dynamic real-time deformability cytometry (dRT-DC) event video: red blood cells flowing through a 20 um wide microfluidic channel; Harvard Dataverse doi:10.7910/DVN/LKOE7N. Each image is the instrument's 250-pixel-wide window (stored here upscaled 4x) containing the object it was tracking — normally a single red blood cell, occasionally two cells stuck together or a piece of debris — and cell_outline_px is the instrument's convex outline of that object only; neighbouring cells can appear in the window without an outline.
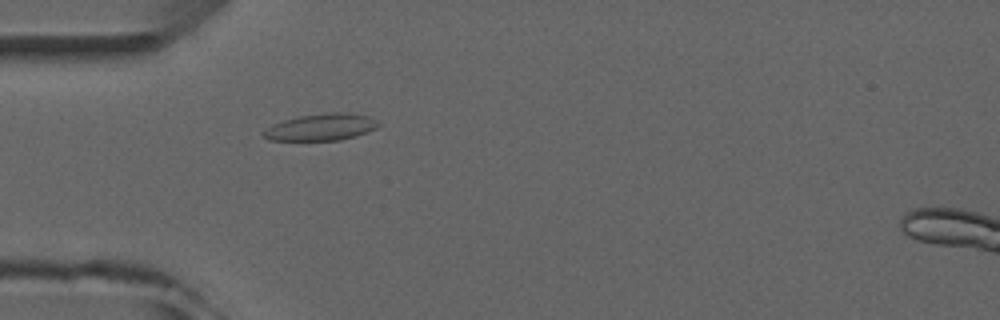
{"species": "common noctule bat (a hibernating species)", "species_latin": "Nyctalus noctula", "temperature_condition": "room temperature", "stored_images_in_passage": 4, "camera_frame_rate_fps": 3000, "um_per_image_px": 0.085, "animal": {"sex": "male", "forearm_length_mm": 52.5}, "frame": {"image": 1, "passage_image": 4, "time_ms": 3.333, "image_size_px": [1000, 320], "cell_outline_px": [[380, 124], [376, 128], [356, 136], [340, 140], [268, 140], [260, 132], [272, 124], [284, 120], [300, 116], [328, 112], [348, 112], [368, 116], [376, 120]], "centroid_in_image_um": [27.28, 10.8], "position_along_channel_um": 57.7, "area_um2": 17.98}}